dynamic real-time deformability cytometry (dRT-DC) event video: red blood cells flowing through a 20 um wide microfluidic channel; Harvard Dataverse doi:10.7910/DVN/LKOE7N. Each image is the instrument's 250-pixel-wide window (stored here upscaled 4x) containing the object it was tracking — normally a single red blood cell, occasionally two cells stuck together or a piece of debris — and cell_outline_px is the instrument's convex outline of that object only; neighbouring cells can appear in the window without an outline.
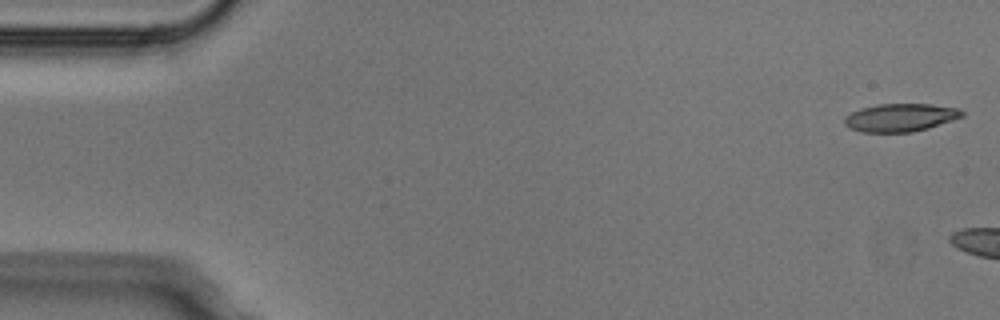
{"species": "Egyptian fruit bat (a non-hibernating species)", "species_latin": "Rousettus aegyptiacus", "temperature_condition": "cold", "stored_images_in_passage": 3, "camera_frame_rate_fps": 3000, "um_per_image_px": 0.085, "animal": {"sex": "male"}, "frame": {"image": 1, "passage_image": 1, "time_ms": 0.0, "image_size_px": [1000, 320], "cell_outline_px": [[964, 116], [928, 128], [912, 132], [860, 132], [848, 128], [844, 124], [844, 116], [860, 108], [876, 104], [932, 104], [960, 108], [964, 112]], "centroid_in_image_um": [76.51, 9.99], "position_along_channel_um": 8.5, "area_um2": 19.36}}